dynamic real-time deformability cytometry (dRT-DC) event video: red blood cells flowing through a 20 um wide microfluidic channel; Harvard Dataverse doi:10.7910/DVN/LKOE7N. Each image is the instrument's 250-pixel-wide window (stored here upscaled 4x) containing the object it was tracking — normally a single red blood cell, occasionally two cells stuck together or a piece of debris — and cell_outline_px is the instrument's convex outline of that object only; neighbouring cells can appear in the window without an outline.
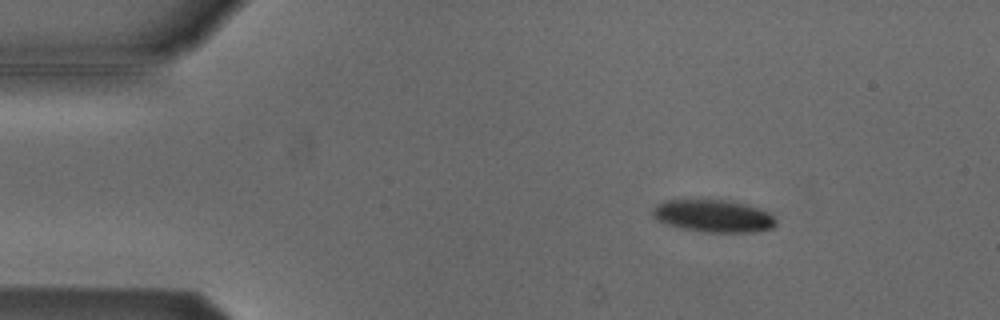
{"species": "Egyptian fruit bat (a non-hibernating species)", "species_latin": "Rousettus aegyptiacus", "temperature_condition": "cold", "stored_images_in_passage": 5, "camera_frame_rate_fps": 3000, "um_per_image_px": 0.085, "animal": {"sex": "male"}, "frame": {"image": 1, "passage_image": 3, "time_ms": 0.667, "image_size_px": [1000, 320], "cell_outline_px": [[776, 224], [772, 228], [756, 232], [704, 232], [680, 228], [664, 224], [656, 220], [652, 216], [652, 208], [656, 204], [664, 200], [728, 200], [748, 204], [768, 212], [776, 220]], "centroid_in_image_um": [60.6, 18.36], "position_along_channel_um": 24.4, "area_um2": 23.58}}